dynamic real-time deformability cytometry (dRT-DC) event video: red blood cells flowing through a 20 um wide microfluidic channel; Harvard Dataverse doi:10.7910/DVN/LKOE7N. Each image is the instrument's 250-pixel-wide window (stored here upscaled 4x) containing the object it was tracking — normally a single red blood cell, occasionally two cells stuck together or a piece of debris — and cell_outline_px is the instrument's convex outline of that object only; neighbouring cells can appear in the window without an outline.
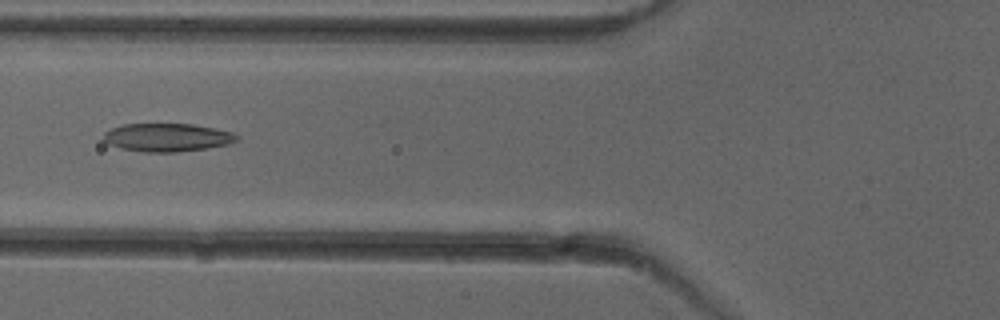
{"species": "common noctule bat (a hibernating species)", "species_latin": "Nyctalus noctula", "temperature_condition": "cold", "stored_images_in_passage": 38, "camera_frame_rate_fps": 3000, "um_per_image_px": 0.085, "animal": {"sex": "female"}, "frame": {"image": 1, "passage_image": 7, "time_ms": 2.0, "image_size_px": [1000, 320], "cell_outline_px": [[240, 140], [228, 144], [204, 148], [176, 152], [140, 152], [120, 148], [108, 144], [104, 140], [104, 132], [112, 128], [124, 124], [192, 124], [216, 128], [232, 132], [240, 136]], "centroid_in_image_um": [14.23, 11.68], "position_along_channel_um": 111.6, "area_um2": 21.96}}
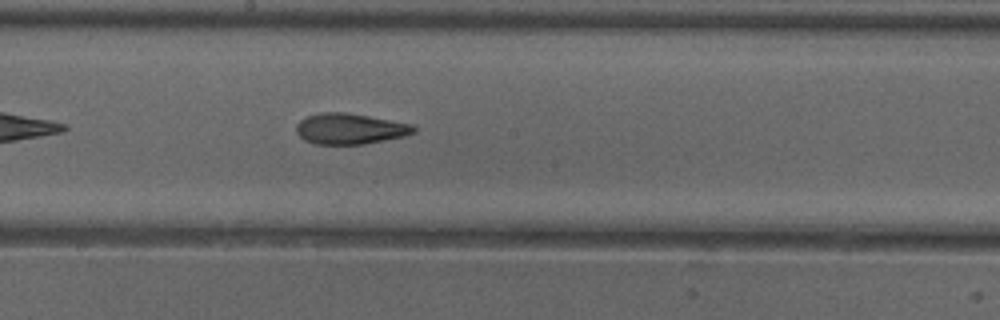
{"frame": {"image": 2, "passage_image": 15, "time_ms": 4.667, "image_size_px": [1000, 320], "cell_outline_px": [[416, 132], [404, 136], [364, 144], [316, 144], [304, 140], [296, 132], [296, 124], [300, 120], [308, 116], [320, 112], [344, 112], [368, 116], [412, 124], [416, 128]], "centroid_in_image_um": [29.73, 10.94], "position_along_channel_um": 218.5, "area_um2": 20.98}}
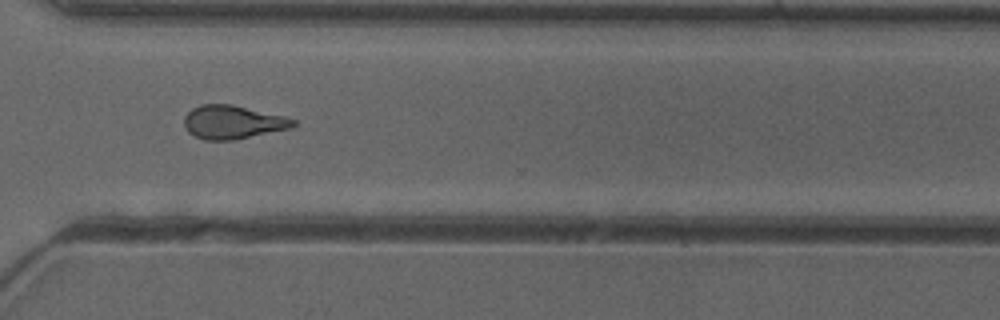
{"frame": {"image": 3, "passage_image": 25, "time_ms": 8.0, "image_size_px": [1000, 320], "cell_outline_px": [[296, 124], [292, 128], [232, 140], [204, 140], [188, 132], [184, 124], [184, 116], [192, 108], [200, 104], [232, 104], [284, 116], [296, 120]], "centroid_in_image_um": [19.78, 10.37], "position_along_channel_um": 350.8, "area_um2": 21.27}, "authors_computed_cell_mechanics": {"area_um2": 21.0103, "velocity_mm_per_s": 3.9782, "shape_relaxation_time_tau1_ms": null, "shape_relaxation_time_tau2_ms": 3.0788, "deformation_change_tau1": null, "deformation_change_tau2": 0.1028}}